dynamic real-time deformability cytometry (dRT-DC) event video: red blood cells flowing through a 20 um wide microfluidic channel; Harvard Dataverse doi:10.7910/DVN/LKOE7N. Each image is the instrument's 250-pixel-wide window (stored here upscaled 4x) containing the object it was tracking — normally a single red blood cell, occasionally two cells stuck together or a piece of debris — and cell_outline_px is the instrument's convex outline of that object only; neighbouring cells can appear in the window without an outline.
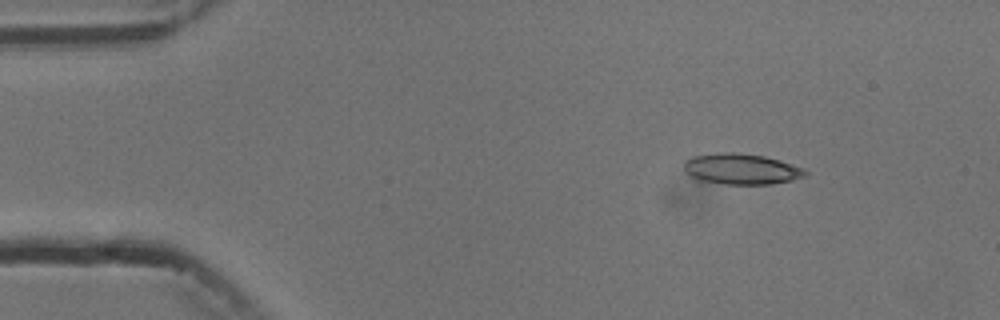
{"species": "common noctule bat (a hibernating species)", "species_latin": "Nyctalus noctula", "temperature_condition": "cold", "stored_images_in_passage": 3, "camera_frame_rate_fps": 3000, "um_per_image_px": 0.085, "animal": {"sex": "male", "body_mass_g": 13.3}, "frame": {"image": 1, "passage_image": 1, "time_ms": 0.0, "image_size_px": [1000, 320], "cell_outline_px": [[808, 172], [804, 176], [792, 180], [772, 184], [724, 184], [700, 180], [692, 176], [684, 168], [684, 164], [692, 156], [716, 152], [736, 152], [764, 156], [780, 160], [804, 168]], "centroid_in_image_um": [63.04, 14.35], "position_along_channel_um": 22.0, "area_um2": 21.68}}
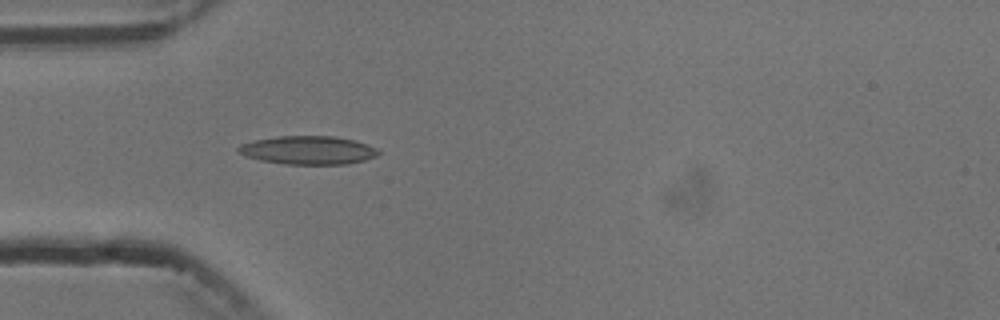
{"frame": {"image": 2, "passage_image": 3, "time_ms": 3.0, "image_size_px": [1000, 320], "cell_outline_px": [[380, 152], [376, 156], [364, 160], [348, 164], [284, 164], [260, 160], [248, 156], [240, 152], [236, 148], [240, 144], [256, 140], [280, 136], [336, 136], [368, 144], [376, 148]], "centroid_in_image_um": [26.22, 12.76], "position_along_channel_um": 58.8, "area_um2": 23.0}}